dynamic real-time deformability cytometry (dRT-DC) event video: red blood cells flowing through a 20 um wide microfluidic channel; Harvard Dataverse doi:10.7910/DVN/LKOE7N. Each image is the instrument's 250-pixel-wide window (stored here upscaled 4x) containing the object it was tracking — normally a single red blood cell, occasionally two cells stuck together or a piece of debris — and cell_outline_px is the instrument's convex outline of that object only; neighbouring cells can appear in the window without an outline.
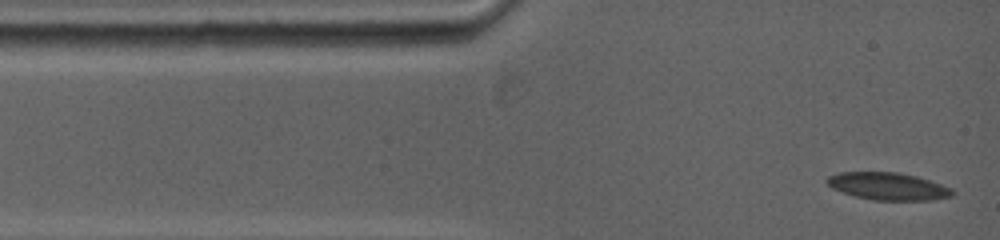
{"species": "common noctule bat (a hibernating species)", "species_latin": "Nyctalus noctula", "temperature_condition": "warm", "stored_images_in_passage": 27, "camera_frame_rate_fps": 5000, "um_per_image_px": 0.085, "animal": {"sex": "female", "body_mass_g": 19.0, "forearm_length_mm": 53.3}, "frame": {"image": 1, "passage_image": 1, "time_ms": 0.0, "image_size_px": [1000, 240], "cell_outline_px": [[956, 192], [952, 196], [932, 200], [872, 200], [856, 196], [832, 188], [824, 180], [828, 176], [840, 172], [900, 172], [916, 176], [952, 188]], "centroid_in_image_um": [75.49, 15.83], "position_along_channel_um": 9.5, "area_um2": 20.0}}
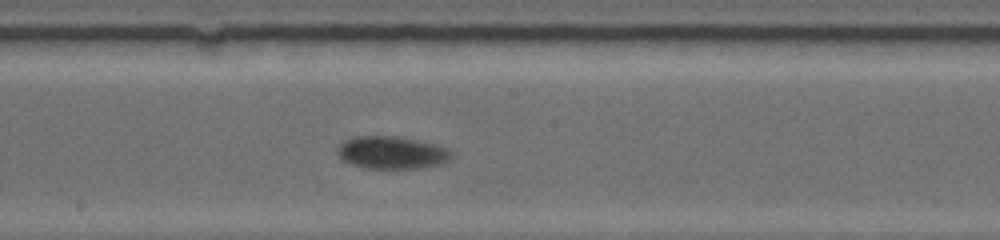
{"frame": {"image": 2, "passage_image": 16, "time_ms": 6.6, "image_size_px": [1000, 240], "cell_outline_px": [[456, 152], [448, 160], [440, 164], [416, 168], [364, 168], [348, 164], [340, 160], [336, 152], [336, 148], [344, 140], [356, 136], [396, 136], [436, 144], [448, 148]], "centroid_in_image_um": [33.26, 12.97], "position_along_channel_um": 214.9, "area_um2": 21.96}}
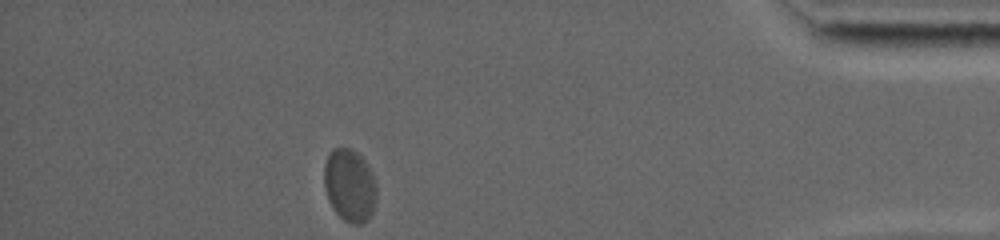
{"frame": {"image": 3, "passage_image": 27, "time_ms": 13.2, "image_size_px": [1000, 240], "cell_outline_px": [[376, 200], [372, 212], [368, 220], [360, 224], [352, 224], [344, 220], [332, 208], [328, 200], [324, 184], [324, 164], [328, 152], [332, 148], [352, 148], [368, 164], [372, 172], [376, 184]], "centroid_in_image_um": [29.71, 15.74], "position_along_channel_um": 405.5, "area_um2": 22.48}, "authors_computed_cell_mechanics": {"area_um2": 21.386, "velocity_mm_per_s": 3.7296, "shape_relaxation_time_tau1_ms": 3.2829, "shape_relaxation_time_tau2_ms": null, "deformation_change_tau1": 0.084, "deformation_change_tau2": null}}